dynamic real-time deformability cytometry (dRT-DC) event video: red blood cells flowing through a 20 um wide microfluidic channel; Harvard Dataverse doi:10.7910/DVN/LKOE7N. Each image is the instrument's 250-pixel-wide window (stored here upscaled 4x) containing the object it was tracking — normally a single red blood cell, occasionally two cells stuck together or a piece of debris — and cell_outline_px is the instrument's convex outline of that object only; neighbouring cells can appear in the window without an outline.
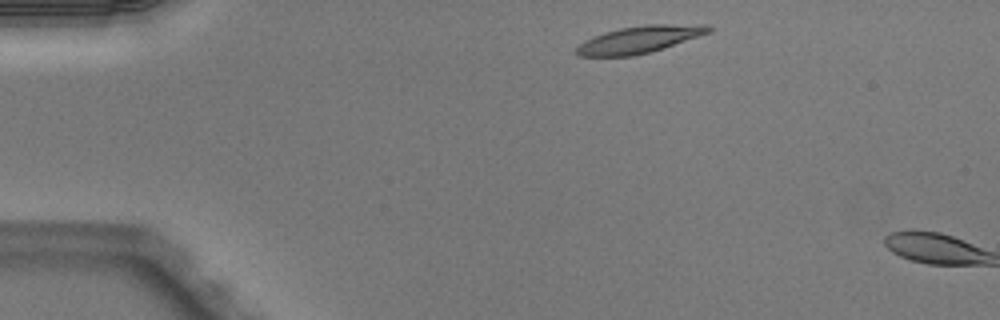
{"species": "Egyptian fruit bat (a non-hibernating species)", "species_latin": "Rousettus aegyptiacus", "temperature_condition": "warm", "stored_images_in_passage": 2, "camera_frame_rate_fps": 3000, "um_per_image_px": 0.085, "animal": {"sex": "male"}, "frame": {"image": 1, "passage_image": 1, "time_ms": 0.0, "image_size_px": [1000, 320], "cell_outline_px": [[712, 32], [664, 48], [632, 56], [580, 56], [576, 52], [576, 48], [584, 40], [592, 36], [604, 32], [620, 28], [644, 24], [708, 24], [712, 28]], "centroid_in_image_um": [54.39, 3.34], "position_along_channel_um": 30.6, "area_um2": 20.98}}